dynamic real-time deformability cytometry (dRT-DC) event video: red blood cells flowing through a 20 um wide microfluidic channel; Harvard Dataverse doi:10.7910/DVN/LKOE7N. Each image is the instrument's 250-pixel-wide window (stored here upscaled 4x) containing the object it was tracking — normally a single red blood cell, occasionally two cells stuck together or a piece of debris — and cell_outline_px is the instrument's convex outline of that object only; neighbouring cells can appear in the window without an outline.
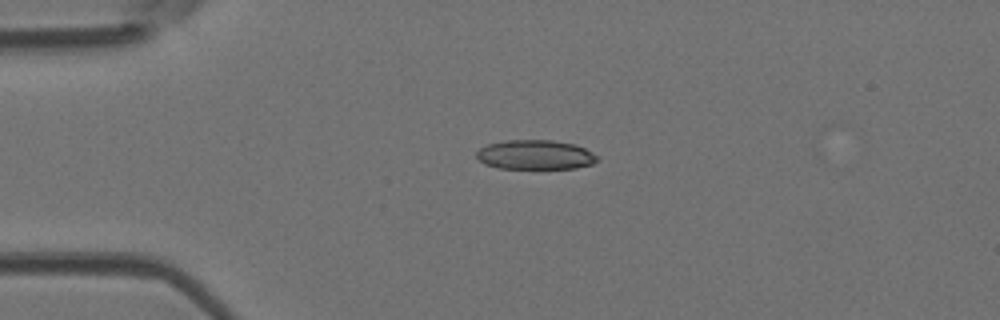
{"species": "Egyptian fruit bat (a non-hibernating species)", "species_latin": "Rousettus aegyptiacus", "temperature_condition": "room temperature", "stored_images_in_passage": 2, "camera_frame_rate_fps": 3000, "um_per_image_px": 0.085, "animal": {"sex": "female"}, "frame": {"image": 1, "passage_image": 1, "time_ms": 0.0, "image_size_px": [1000, 320], "cell_outline_px": [[600, 160], [592, 164], [576, 168], [496, 168], [484, 164], [476, 156], [476, 152], [480, 148], [488, 144], [508, 140], [552, 140], [576, 144], [592, 152]], "centroid_in_image_um": [45.5, 13.15], "position_along_channel_um": 39.5, "area_um2": 20.75}}